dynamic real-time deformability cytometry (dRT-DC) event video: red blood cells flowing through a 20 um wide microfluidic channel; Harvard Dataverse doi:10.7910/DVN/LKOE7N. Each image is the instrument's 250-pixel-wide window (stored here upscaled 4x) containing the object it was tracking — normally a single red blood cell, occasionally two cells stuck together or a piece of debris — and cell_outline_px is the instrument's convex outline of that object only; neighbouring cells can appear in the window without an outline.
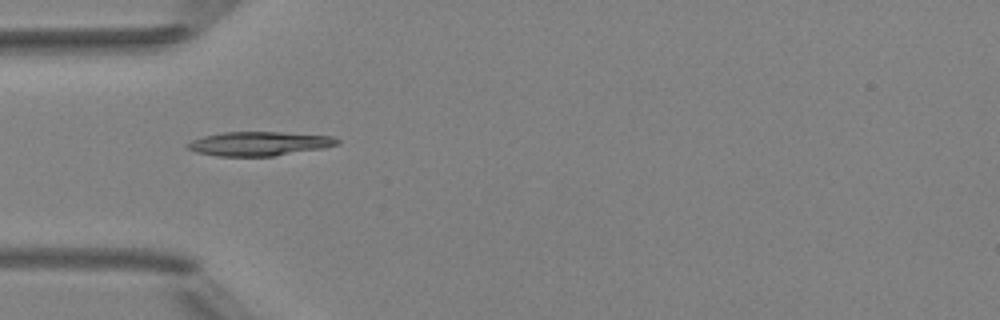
{"species": "Egyptian fruit bat (a non-hibernating species)", "species_latin": "Rousettus aegyptiacus", "temperature_condition": "room temperature", "stored_images_in_passage": 8, "camera_frame_rate_fps": 3000, "um_per_image_px": 0.085, "animal": {"sex": "female"}, "frame": {"image": 1, "passage_image": 5, "time_ms": 4.667, "image_size_px": [1000, 320], "cell_outline_px": [[340, 144], [324, 148], [272, 156], [216, 156], [196, 152], [188, 148], [184, 144], [192, 140], [204, 136], [224, 132], [280, 132], [332, 136], [340, 140]], "centroid_in_image_um": [22.03, 12.21], "position_along_channel_um": 63.0, "area_um2": 20.98}}
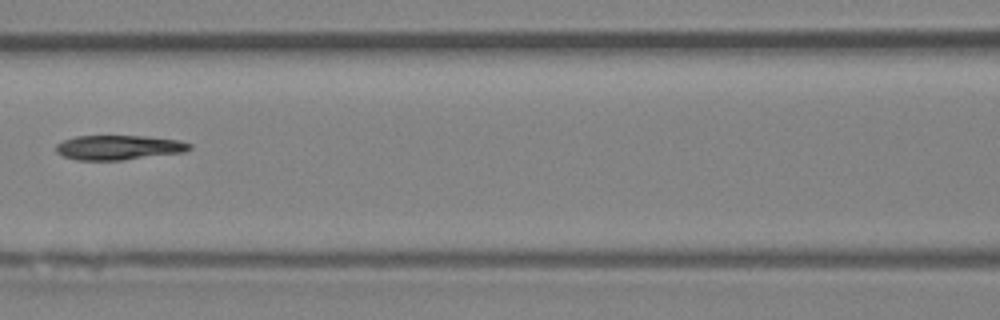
{"frame": {"image": 2, "passage_image": 7, "time_ms": 7.0, "image_size_px": [1000, 320], "cell_outline_px": [[192, 148], [184, 152], [120, 160], [76, 160], [64, 156], [56, 152], [56, 144], [64, 140], [76, 136], [148, 136], [180, 140], [192, 144]], "centroid_in_image_um": [10.1, 12.53], "position_along_channel_um": 156.5, "area_um2": 19.13}}
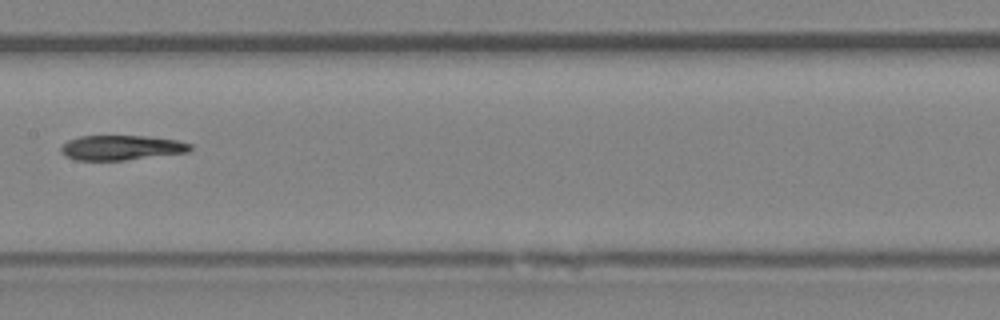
{"frame": {"image": 3, "passage_image": 8, "time_ms": 8.0, "image_size_px": [1000, 320], "cell_outline_px": [[192, 148], [188, 152], [124, 160], [76, 160], [64, 156], [60, 152], [60, 148], [68, 140], [80, 136], [148, 136], [176, 140], [192, 144]], "centroid_in_image_um": [10.29, 12.55], "position_along_channel_um": 197.1, "area_um2": 18.67}}